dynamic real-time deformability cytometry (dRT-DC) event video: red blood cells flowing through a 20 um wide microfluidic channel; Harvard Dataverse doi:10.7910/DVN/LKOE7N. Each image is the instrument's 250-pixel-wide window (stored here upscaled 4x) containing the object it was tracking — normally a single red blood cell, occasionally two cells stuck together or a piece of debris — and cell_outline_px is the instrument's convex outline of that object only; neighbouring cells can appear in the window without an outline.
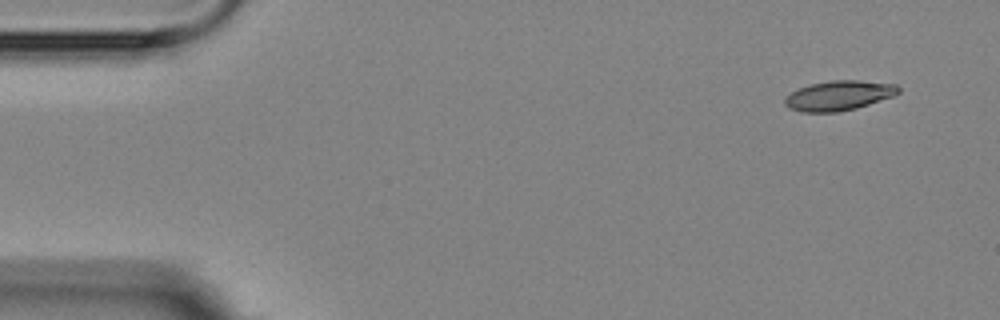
{"species": "Egyptian fruit bat (a non-hibernating species)", "species_latin": "Rousettus aegyptiacus", "temperature_condition": "room temperature", "stored_images_in_passage": 5, "camera_frame_rate_fps": 3000, "um_per_image_px": 0.085, "animal": {"sex": "female"}, "frame": {"image": 1, "passage_image": 1, "time_ms": 0.0, "image_size_px": [1000, 320], "cell_outline_px": [[900, 92], [892, 96], [856, 108], [836, 112], [804, 112], [792, 108], [784, 104], [784, 100], [792, 92], [800, 88], [812, 84], [828, 80], [860, 80], [896, 84], [900, 88]], "centroid_in_image_um": [71.33, 8.11], "position_along_channel_um": 13.7, "area_um2": 19.42}}
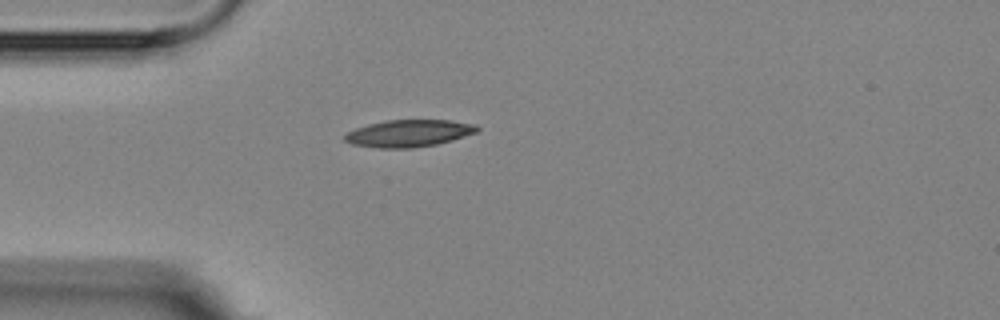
{"frame": {"image": 2, "passage_image": 4, "time_ms": 3.667, "image_size_px": [1000, 320], "cell_outline_px": [[480, 128], [476, 132], [452, 140], [436, 144], [412, 148], [380, 148], [352, 144], [344, 140], [344, 136], [348, 132], [356, 128], [368, 124], [384, 120], [452, 120], [476, 124]], "centroid_in_image_um": [34.76, 11.32], "position_along_channel_um": 50.2, "area_um2": 20.87}}